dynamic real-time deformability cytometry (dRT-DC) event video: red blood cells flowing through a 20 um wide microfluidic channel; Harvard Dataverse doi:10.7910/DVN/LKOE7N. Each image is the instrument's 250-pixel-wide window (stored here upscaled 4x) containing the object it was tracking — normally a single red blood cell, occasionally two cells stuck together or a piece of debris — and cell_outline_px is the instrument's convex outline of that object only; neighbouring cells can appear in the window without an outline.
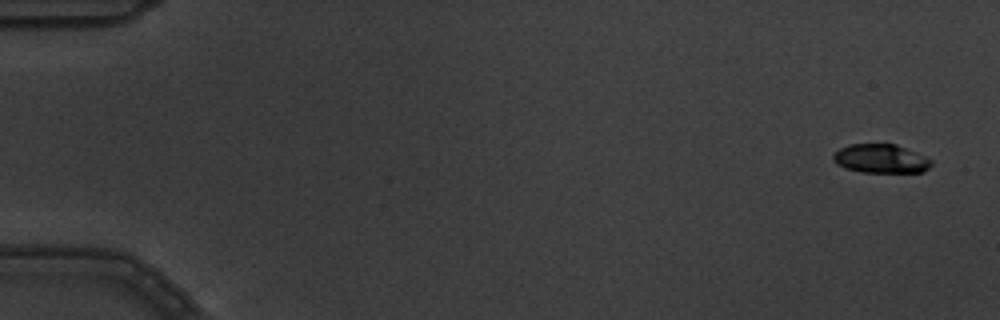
{"species": "common noctule bat (a hibernating species)", "species_latin": "Nyctalus noctula", "temperature_condition": "warm", "stored_images_in_passage": 7, "camera_frame_rate_fps": 3000, "um_per_image_px": 0.085, "animal": {"sex": "male", "body_mass_g": 19.5, "forearm_length_mm": 54.6}, "frame": {"image": 1, "passage_image": 1, "time_ms": 0.0, "image_size_px": [1000, 320], "cell_outline_px": [[932, 164], [924, 172], [860, 172], [844, 168], [836, 164], [832, 160], [832, 156], [840, 148], [848, 144], [896, 144], [924, 156], [932, 160]], "centroid_in_image_um": [74.84, 13.49], "position_along_channel_um": 10.2, "area_um2": 16.53}}
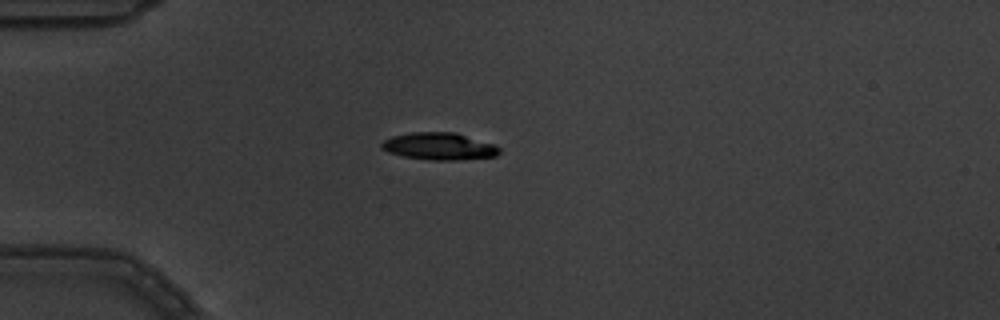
{"frame": {"image": 2, "passage_image": 5, "time_ms": 1.333, "image_size_px": [1000, 320], "cell_outline_px": [[500, 152], [496, 156], [460, 160], [432, 160], [404, 156], [388, 152], [380, 148], [380, 144], [384, 140], [392, 136], [412, 132], [456, 132], [492, 144], [500, 148]], "centroid_in_image_um": [37.31, 12.43], "position_along_channel_um": 47.7, "area_um2": 18.61}}